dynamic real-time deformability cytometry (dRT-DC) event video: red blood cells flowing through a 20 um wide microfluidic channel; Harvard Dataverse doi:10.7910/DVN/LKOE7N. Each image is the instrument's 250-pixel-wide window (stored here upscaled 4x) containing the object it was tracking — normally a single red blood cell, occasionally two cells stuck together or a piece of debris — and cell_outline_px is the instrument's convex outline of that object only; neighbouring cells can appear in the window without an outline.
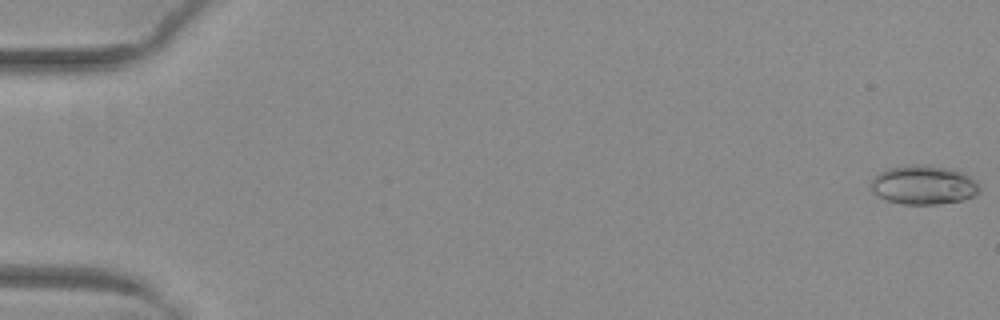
{"species": "common noctule bat (a hibernating species)", "species_latin": "Nyctalus noctula", "temperature_condition": "warm", "stored_images_in_passage": 53, "camera_frame_rate_fps": 3000, "um_per_image_px": 0.085, "animal": {"sex": "female", "body_mass_g": 29.2, "forearm_length_mm": 56.3}, "frame": {"image": 1, "passage_image": 1, "time_ms": 0.0, "image_size_px": [1000, 320], "cell_outline_px": [[980, 192], [964, 200], [936, 204], [904, 204], [888, 200], [872, 192], [872, 180], [880, 172], [888, 168], [912, 164], [928, 164], [956, 168], [964, 172], [976, 180], [980, 184]], "centroid_in_image_um": [78.58, 15.69], "position_along_channel_um": 6.4, "area_um2": 25.03}}
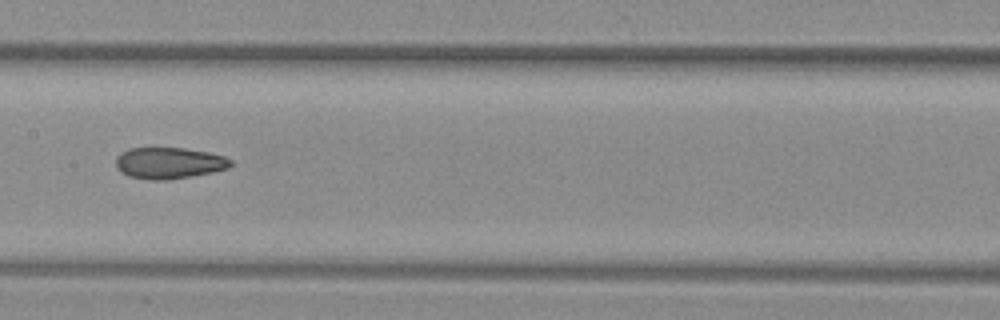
{"frame": {"image": 2, "passage_image": 28, "time_ms": 9.0, "image_size_px": [1000, 320], "cell_outline_px": [[232, 164], [228, 168], [212, 172], [168, 180], [148, 180], [128, 176], [120, 172], [116, 168], [116, 156], [120, 152], [128, 148], [184, 148], [208, 152], [224, 156], [232, 160]], "centroid_in_image_um": [14.33, 13.86], "position_along_channel_um": 193.1, "area_um2": 21.15}}
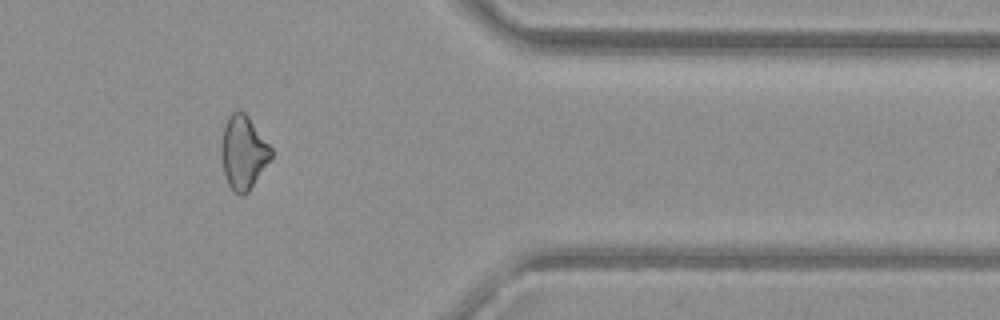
{"frame": {"image": 3, "passage_image": 44, "time_ms": 14.333, "image_size_px": [1000, 320], "cell_outline_px": [[272, 156], [248, 192], [244, 196], [240, 196], [228, 184], [224, 176], [220, 152], [220, 148], [224, 124], [228, 116], [236, 108], [244, 112], [248, 116], [272, 148]], "centroid_in_image_um": [20.65, 12.93], "position_along_channel_um": 390.7, "area_um2": 21.44}, "authors_computed_cell_mechanics": {"area_um2": 22.0796, "velocity_mm_per_s": 4.0555, "shape_relaxation_time_tau1_ms": 9.8247, "shape_relaxation_time_tau2_ms": 2.3996, "deformation_change_tau1": 0.1899, "deformation_change_tau2": 0.0884}}